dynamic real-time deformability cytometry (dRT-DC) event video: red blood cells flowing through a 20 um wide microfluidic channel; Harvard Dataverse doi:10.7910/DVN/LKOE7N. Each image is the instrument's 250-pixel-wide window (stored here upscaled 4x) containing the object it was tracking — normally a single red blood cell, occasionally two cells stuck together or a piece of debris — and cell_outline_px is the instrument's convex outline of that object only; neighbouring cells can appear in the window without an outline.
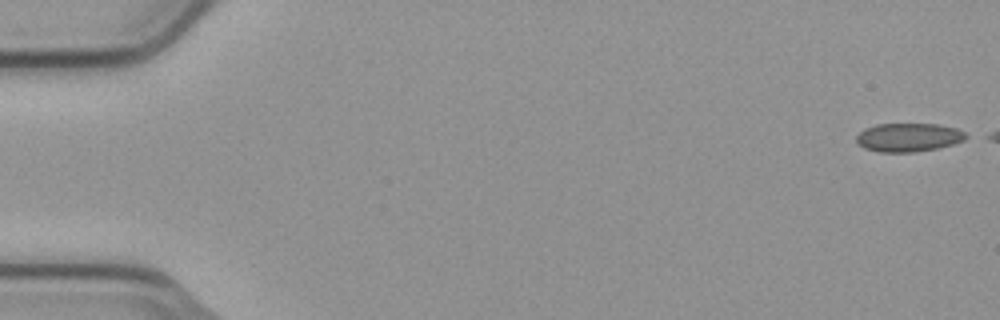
{"species": "common noctule bat (a hibernating species)", "species_latin": "Nyctalus noctula", "temperature_condition": "cold", "stored_images_in_passage": 7, "camera_frame_rate_fps": 3000, "um_per_image_px": 0.085, "animal": {"sex": "male", "body_mass_g": 23.1, "forearm_length_mm": 52.7}, "frame": {"image": 1, "passage_image": 1, "time_ms": 0.0, "image_size_px": [1000, 320], "cell_outline_px": [[972, 136], [964, 140], [952, 144], [936, 148], [912, 152], [880, 152], [864, 148], [856, 140], [856, 136], [864, 128], [876, 124], [936, 124], [956, 128]], "centroid_in_image_um": [77.24, 11.67], "position_along_channel_um": 7.8, "area_um2": 18.21}}